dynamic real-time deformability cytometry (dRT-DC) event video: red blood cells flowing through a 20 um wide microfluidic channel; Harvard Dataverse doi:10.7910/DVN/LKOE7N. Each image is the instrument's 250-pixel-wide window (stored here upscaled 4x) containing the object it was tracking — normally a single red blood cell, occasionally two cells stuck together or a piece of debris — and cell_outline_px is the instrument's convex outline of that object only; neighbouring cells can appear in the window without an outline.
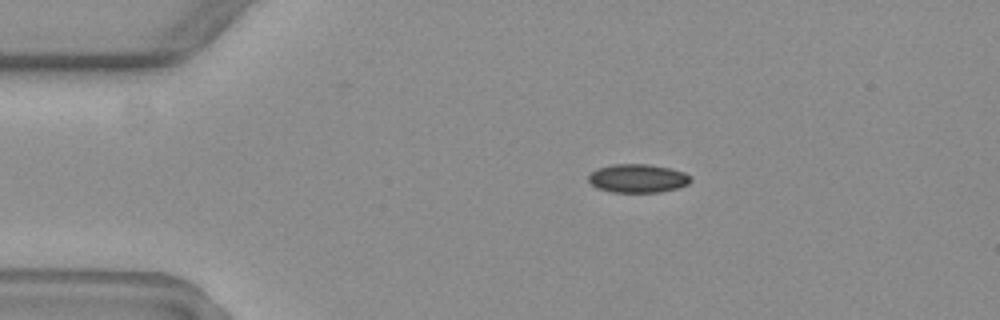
{"species": "common noctule bat (a hibernating species)", "species_latin": "Nyctalus noctula", "temperature_condition": "warm", "stored_images_in_passage": 11, "camera_frame_rate_fps": 3000, "um_per_image_px": 0.085, "animal": {"sex": "female", "body_mass_g": 19.3, "forearm_length_mm": 54.1}, "frame": {"image": 1, "passage_image": 4, "time_ms": 1.0, "image_size_px": [1000, 320], "cell_outline_px": [[692, 180], [688, 184], [680, 188], [660, 192], [612, 192], [596, 188], [588, 180], [588, 176], [596, 168], [612, 164], [648, 164], [668, 168], [684, 172], [692, 176]], "centroid_in_image_um": [54.22, 15.16], "position_along_channel_um": 30.8, "area_um2": 17.17}}
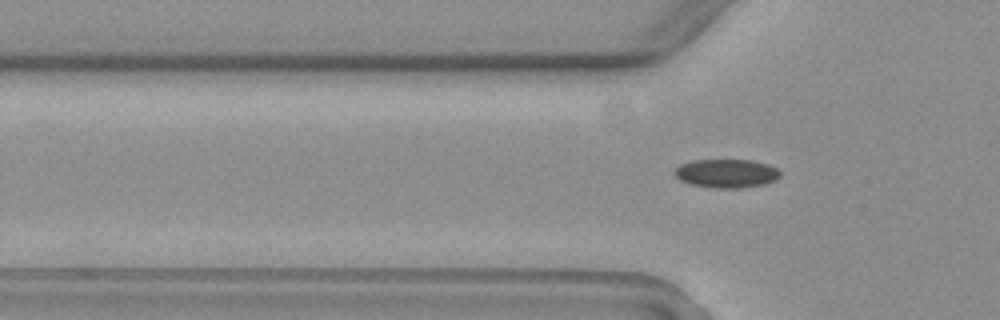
{"frame": {"image": 2, "passage_image": 11, "time_ms": 3.333, "image_size_px": [1000, 320], "cell_outline_px": [[780, 176], [776, 180], [764, 184], [740, 188], [716, 188], [692, 184], [680, 180], [672, 172], [680, 164], [692, 160], [752, 160], [768, 164], [776, 168], [780, 172]], "centroid_in_image_um": [61.75, 14.73], "position_along_channel_um": 64.1, "area_um2": 17.63}}